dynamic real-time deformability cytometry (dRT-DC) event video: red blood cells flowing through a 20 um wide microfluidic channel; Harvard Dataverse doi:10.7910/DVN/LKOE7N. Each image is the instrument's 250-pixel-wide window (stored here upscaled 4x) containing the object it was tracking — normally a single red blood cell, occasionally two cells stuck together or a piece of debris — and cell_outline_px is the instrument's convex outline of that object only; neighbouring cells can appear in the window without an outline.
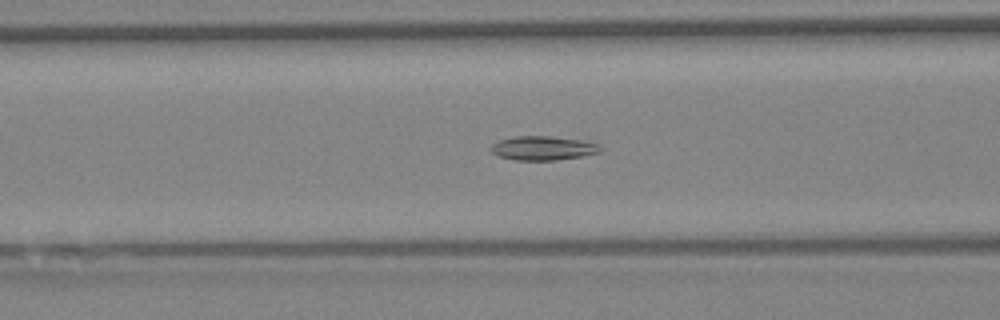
{"species": "Egyptian fruit bat (a non-hibernating species)", "species_latin": "Rousettus aegyptiacus", "temperature_condition": "warm", "stored_images_in_passage": 24, "camera_frame_rate_fps": 3000, "um_per_image_px": 0.085, "animal": {"sex": "female"}, "frame": {"image": 1, "passage_image": 6, "time_ms": 1.667, "image_size_px": [1000, 320], "cell_outline_px": [[600, 152], [580, 156], [556, 160], [516, 160], [496, 156], [488, 148], [492, 144], [500, 140], [516, 136], [548, 136], [580, 140], [596, 144], [600, 148]], "centroid_in_image_um": [46.06, 12.59], "position_along_channel_um": 120.5, "area_um2": 15.14}}
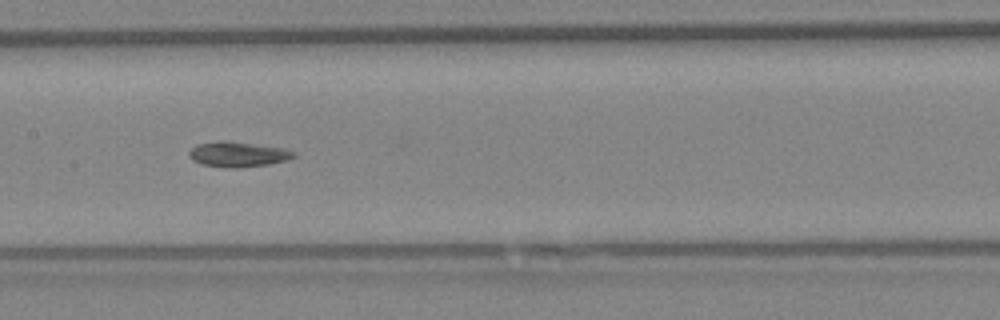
{"frame": {"image": 2, "passage_image": 12, "time_ms": 3.667, "image_size_px": [1000, 320], "cell_outline_px": [[296, 156], [284, 160], [268, 164], [240, 168], [228, 168], [200, 164], [192, 160], [188, 156], [188, 152], [196, 144], [216, 140], [228, 140], [284, 148], [296, 152]], "centroid_in_image_um": [20.17, 13.1], "position_along_channel_um": 187.2, "area_um2": 15.61}}
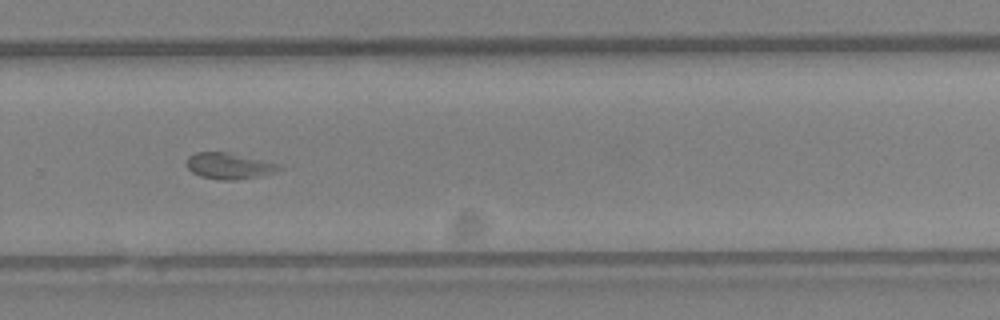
{"frame": {"image": 3, "passage_image": 23, "time_ms": 7.333, "image_size_px": [1000, 320], "cell_outline_px": [[288, 168], [260, 176], [236, 180], [220, 180], [200, 176], [192, 172], [184, 164], [188, 156], [196, 152], [228, 152], [264, 160], [280, 164]], "centroid_in_image_um": [19.49, 14.1], "position_along_channel_um": 310.3, "area_um2": 14.39}}